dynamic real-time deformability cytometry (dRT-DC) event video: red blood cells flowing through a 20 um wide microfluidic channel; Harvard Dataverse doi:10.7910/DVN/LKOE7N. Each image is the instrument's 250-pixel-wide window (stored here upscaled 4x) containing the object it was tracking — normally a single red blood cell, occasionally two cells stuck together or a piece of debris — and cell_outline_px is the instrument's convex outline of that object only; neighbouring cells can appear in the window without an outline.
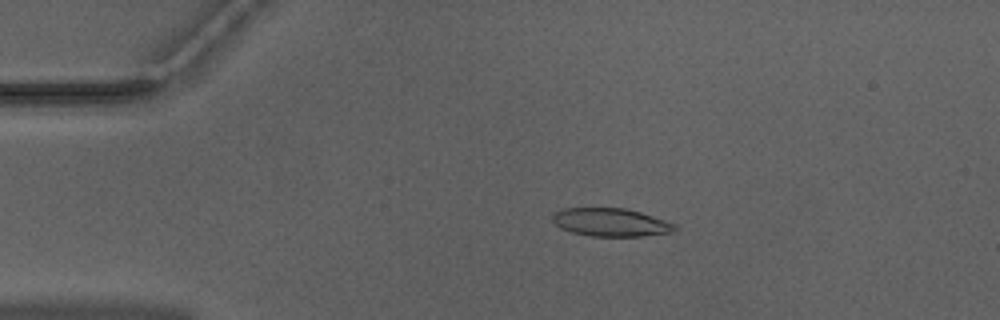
{"species": "Egyptian fruit bat (a non-hibernating species)", "species_latin": "Rousettus aegyptiacus", "temperature_condition": "warm", "stored_images_in_passage": 52, "camera_frame_rate_fps": 3000, "um_per_image_px": 0.085, "animal": {"sex": "male"}, "frame": {"image": 1, "passage_image": 11, "time_ms": 3.333, "image_size_px": [1000, 320], "cell_outline_px": [[680, 228], [672, 232], [640, 236], [588, 236], [572, 232], [560, 228], [552, 220], [552, 212], [564, 208], [624, 208], [640, 212], [676, 224]], "centroid_in_image_um": [51.9, 18.9], "position_along_channel_um": 33.1, "area_um2": 20.11}}
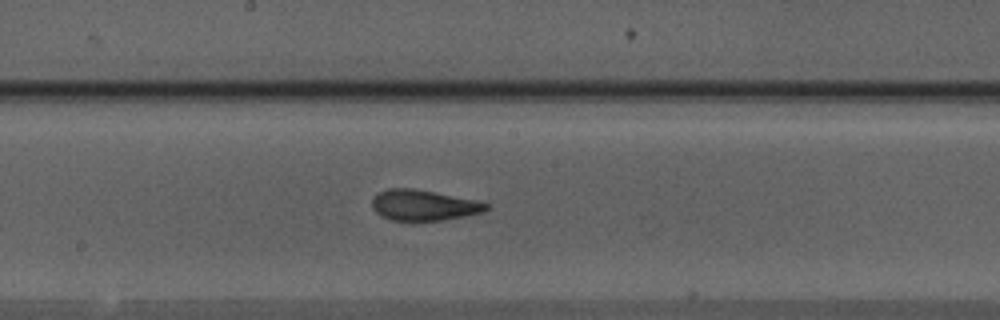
{"frame": {"image": 2, "passage_image": 28, "time_ms": 9.0, "image_size_px": [1000, 320], "cell_outline_px": [[492, 204], [484, 212], [464, 216], [440, 220], [392, 220], [380, 216], [372, 208], [372, 200], [380, 192], [388, 188], [412, 188], [476, 200]], "centroid_in_image_um": [36.02, 17.44], "position_along_channel_um": 212.2, "area_um2": 20.23}}
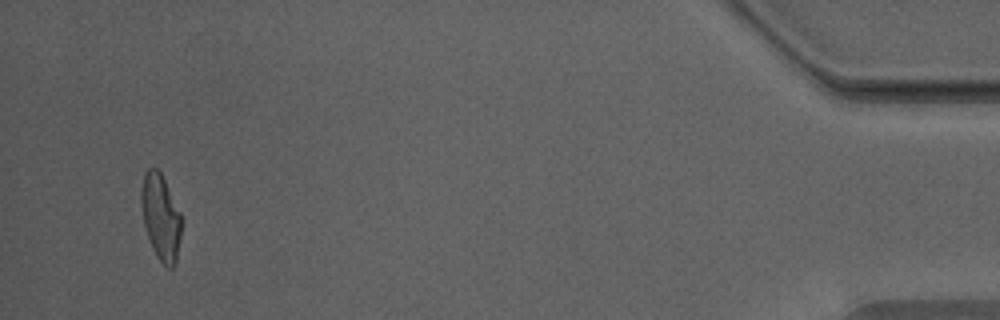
{"frame": {"image": 3, "passage_image": 50, "time_ms": 16.333, "image_size_px": [1000, 320], "cell_outline_px": [[180, 236], [176, 264], [172, 268], [168, 268], [156, 256], [152, 248], [144, 224], [140, 204], [140, 188], [144, 172], [148, 168], [156, 168], [160, 172], [180, 212]], "centroid_in_image_um": [13.63, 18.44], "position_along_channel_um": 421.6, "area_um2": 20.0}, "authors_computed_cell_mechanics": {"area_um2": 20.2878, "velocity_mm_per_s": 3.9833, "shape_relaxation_time_tau1_ms": 8.8661, "shape_relaxation_time_tau2_ms": 1.2124, "deformation_change_tau1": 0.2877, "deformation_change_tau2": 0.0909}}